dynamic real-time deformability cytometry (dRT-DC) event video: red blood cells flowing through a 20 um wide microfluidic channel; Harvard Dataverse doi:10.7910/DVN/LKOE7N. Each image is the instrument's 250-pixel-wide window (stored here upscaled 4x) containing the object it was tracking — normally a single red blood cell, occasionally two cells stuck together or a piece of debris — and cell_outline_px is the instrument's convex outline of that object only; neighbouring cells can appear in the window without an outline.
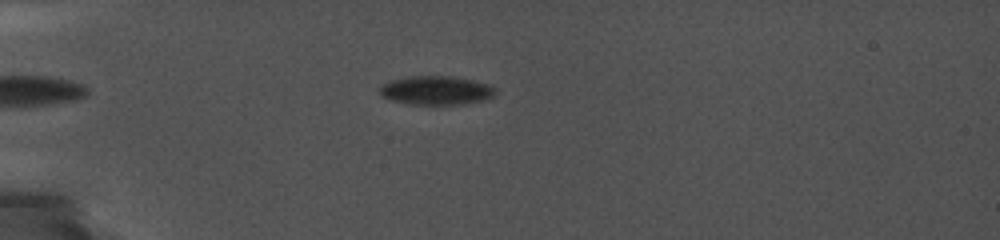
{"species": "common noctule bat (a hibernating species)", "species_latin": "Nyctalus noctula", "temperature_condition": "cold", "stored_images_in_passage": 44, "camera_frame_rate_fps": 5000, "um_per_image_px": 0.085, "animal": {"sex": "female", "body_mass_g": 19.0, "forearm_length_mm": 56.7}, "frame": {"image": 1, "passage_image": 13, "time_ms": 4.0, "image_size_px": [1000, 240], "cell_outline_px": [[496, 92], [492, 96], [484, 100], [464, 104], [408, 104], [392, 100], [380, 96], [376, 88], [388, 80], [408, 76], [452, 76], [472, 80], [488, 84], [496, 88]], "centroid_in_image_um": [37.0, 7.67], "position_along_channel_um": 48.0, "area_um2": 19.71}}
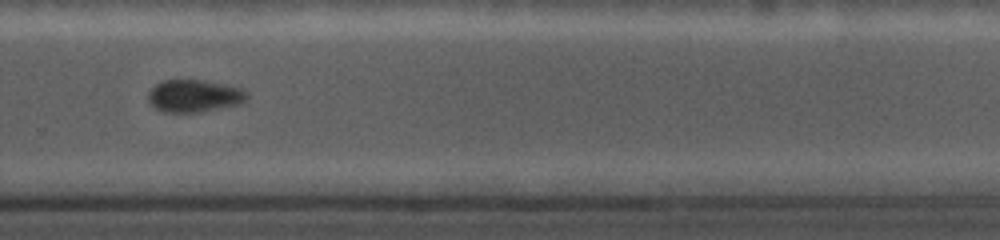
{"frame": {"image": 2, "passage_image": 36, "time_ms": 12.0, "image_size_px": [1000, 240], "cell_outline_px": [[248, 96], [240, 104], [196, 112], [164, 112], [156, 108], [148, 100], [148, 92], [160, 80], [204, 80], [224, 84], [240, 88], [248, 92]], "centroid_in_image_um": [16.49, 8.14], "position_along_channel_um": 313.3, "area_um2": 18.5}}
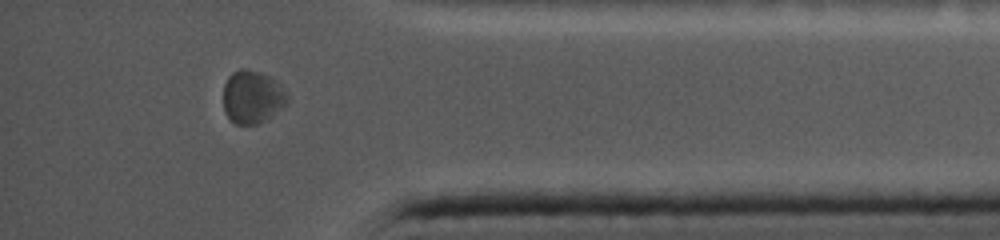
{"frame": {"image": 3, "passage_image": 42, "time_ms": 14.8, "image_size_px": [1000, 240], "cell_outline_px": [[288, 100], [284, 108], [264, 120], [256, 124], [236, 124], [224, 112], [224, 84], [228, 76], [232, 72], [240, 68], [244, 68], [260, 72], [268, 76], [288, 96]], "centroid_in_image_um": [21.41, 8.24], "position_along_channel_um": 413.8, "area_um2": 19.42}}